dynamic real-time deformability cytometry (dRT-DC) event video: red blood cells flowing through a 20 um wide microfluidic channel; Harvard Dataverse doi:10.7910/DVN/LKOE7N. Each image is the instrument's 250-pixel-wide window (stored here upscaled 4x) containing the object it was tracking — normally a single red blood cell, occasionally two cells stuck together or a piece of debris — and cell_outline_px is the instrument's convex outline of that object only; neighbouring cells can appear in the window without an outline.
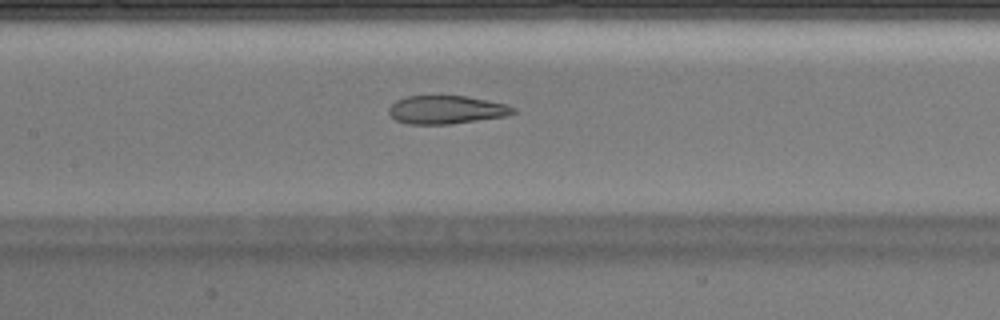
{"species": "Egyptian fruit bat (a non-hibernating species)", "species_latin": "Rousettus aegyptiacus", "temperature_condition": "warm", "stored_images_in_passage": 42, "segment_of_instrument_passage": [1, 2], "camera_frame_rate_fps": 3000, "um_per_image_px": 0.085, "animal": {"sex": "male"}, "frame": {"image": 1, "passage_image": 19, "time_ms": 6.0, "image_size_px": [1000, 320], "cell_outline_px": [[516, 112], [504, 116], [448, 124], [408, 124], [396, 120], [388, 112], [388, 108], [396, 100], [408, 96], [464, 96], [508, 104], [516, 108]], "centroid_in_image_um": [37.93, 9.32], "position_along_channel_um": 169.5, "area_um2": 20.29}}